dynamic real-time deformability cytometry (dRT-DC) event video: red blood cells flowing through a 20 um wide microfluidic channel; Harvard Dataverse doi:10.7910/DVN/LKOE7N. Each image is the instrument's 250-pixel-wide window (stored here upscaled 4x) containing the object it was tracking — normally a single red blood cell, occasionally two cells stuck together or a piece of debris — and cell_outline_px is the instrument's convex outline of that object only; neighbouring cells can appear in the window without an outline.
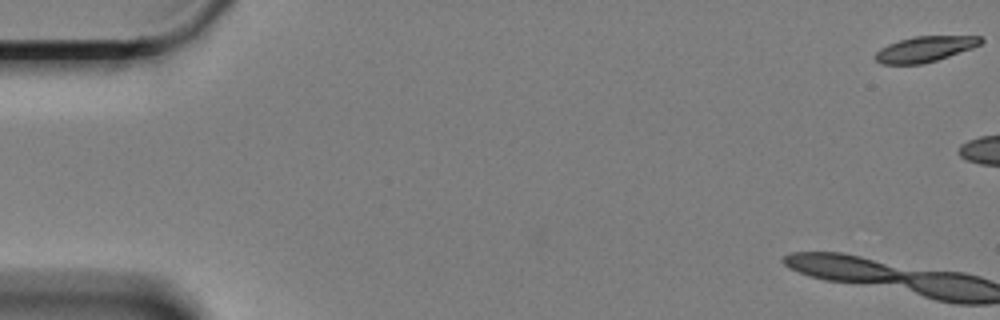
{"species": "Egyptian fruit bat (a non-hibernating species)", "species_latin": "Rousettus aegyptiacus", "temperature_condition": "cold", "stored_images_in_passage": 8, "camera_frame_rate_fps": 3000, "um_per_image_px": 0.085, "animal": {"sex": "female"}, "frame": {"image": 1, "passage_image": 1, "time_ms": 0.0, "image_size_px": [1000, 320], "cell_outline_px": [[984, 40], [980, 44], [972, 48], [936, 60], [920, 64], [880, 64], [876, 60], [876, 52], [880, 48], [888, 44], [912, 36], [980, 36]], "centroid_in_image_um": [78.6, 4.16], "position_along_channel_um": 6.4, "area_um2": 15.55}}